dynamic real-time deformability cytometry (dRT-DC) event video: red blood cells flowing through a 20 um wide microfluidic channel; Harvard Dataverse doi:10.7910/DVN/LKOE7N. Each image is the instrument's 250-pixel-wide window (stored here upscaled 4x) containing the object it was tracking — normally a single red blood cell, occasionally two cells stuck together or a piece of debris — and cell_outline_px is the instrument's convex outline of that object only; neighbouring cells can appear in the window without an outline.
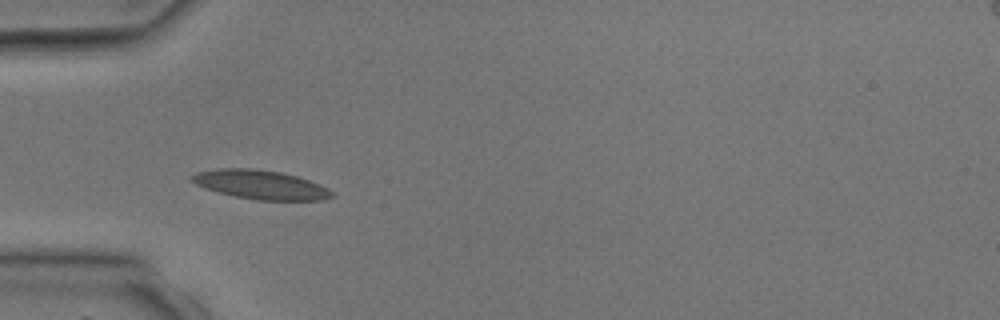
{"species": "common noctule bat (a hibernating species)", "species_latin": "Nyctalus noctula", "temperature_condition": "room temperature", "stored_images_in_passage": 5, "camera_frame_rate_fps": 3000, "um_per_image_px": 0.085, "animal": {"sex": "male", "body_mass_g": 17.9, "forearm_length_mm": 54.2}, "frame": {"image": 1, "passage_image": 4, "time_ms": 3.333, "image_size_px": [1000, 320], "cell_outline_px": [[336, 196], [324, 200], [256, 200], [236, 196], [220, 192], [196, 184], [188, 176], [196, 172], [220, 168], [252, 168], [280, 172], [296, 176], [320, 184], [328, 188]], "centroid_in_image_um": [22.18, 15.69], "position_along_channel_um": 62.8, "area_um2": 23.52}}